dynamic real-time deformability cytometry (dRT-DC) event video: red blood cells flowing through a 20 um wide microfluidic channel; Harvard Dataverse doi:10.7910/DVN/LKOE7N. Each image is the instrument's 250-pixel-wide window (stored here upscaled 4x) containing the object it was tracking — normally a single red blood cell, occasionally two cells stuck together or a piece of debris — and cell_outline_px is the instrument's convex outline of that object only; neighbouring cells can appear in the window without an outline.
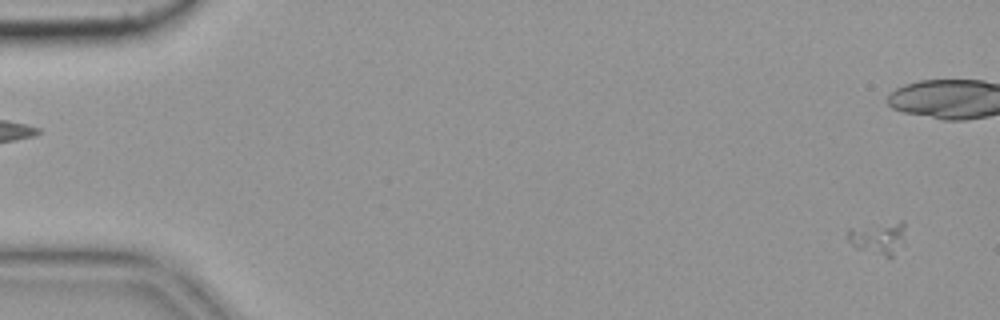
{"species": "common noctule bat (a hibernating species)", "species_latin": "Nyctalus noctula", "temperature_condition": "cold", "stored_images_in_passage": 17, "camera_frame_rate_fps": 3000, "um_per_image_px": 0.085, "animal": {"sex": "female", "body_mass_g": 19.9}, "frame": {"image": 1, "passage_image": 3, "time_ms": 0.667, "image_size_px": [1000, 320], "cell_outline_px": [[904, 244], [892, 256], [888, 256], [856, 248], [848, 240], [848, 228], [904, 220]], "centroid_in_image_um": [74.68, 20.19], "position_along_channel_um": 10.3, "area_um2": 10.81}}